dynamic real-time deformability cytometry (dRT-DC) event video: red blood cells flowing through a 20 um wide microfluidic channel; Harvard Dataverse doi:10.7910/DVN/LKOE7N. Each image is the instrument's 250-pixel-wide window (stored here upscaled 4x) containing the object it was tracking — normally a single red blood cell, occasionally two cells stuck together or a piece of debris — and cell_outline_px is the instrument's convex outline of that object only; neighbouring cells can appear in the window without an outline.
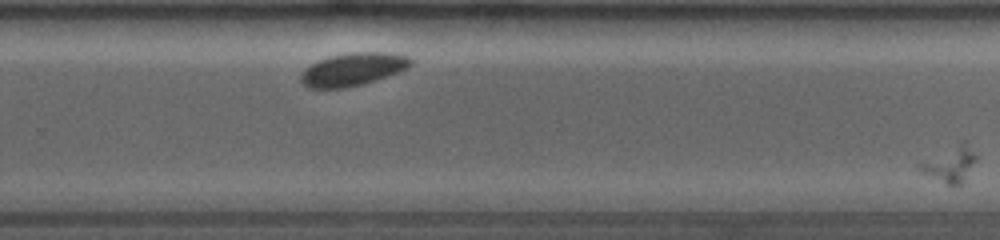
{"species": "common noctule bat (a hibernating species)", "species_latin": "Nyctalus noctula", "temperature_condition": "room temperature", "stored_images_in_passage": 18, "segment_of_instrument_passage": [2, 2], "camera_frame_rate_fps": 4000, "um_per_image_px": 0.085, "animal": {"sex": "female", "body_mass_g": 19.0, "forearm_length_mm": 53.3}, "frame": {"image": 1, "passage_image": 18, "time_ms": 7.0, "image_size_px": [1000, 240], "cell_outline_px": [[976, 160], [964, 180], [960, 184], [948, 184], [920, 172], [916, 168], [916, 164], [960, 140], [964, 140], [976, 156]], "centroid_in_image_um": [80.7, 13.91], "position_along_channel_um": 249.1, "area_um2": 11.68}}